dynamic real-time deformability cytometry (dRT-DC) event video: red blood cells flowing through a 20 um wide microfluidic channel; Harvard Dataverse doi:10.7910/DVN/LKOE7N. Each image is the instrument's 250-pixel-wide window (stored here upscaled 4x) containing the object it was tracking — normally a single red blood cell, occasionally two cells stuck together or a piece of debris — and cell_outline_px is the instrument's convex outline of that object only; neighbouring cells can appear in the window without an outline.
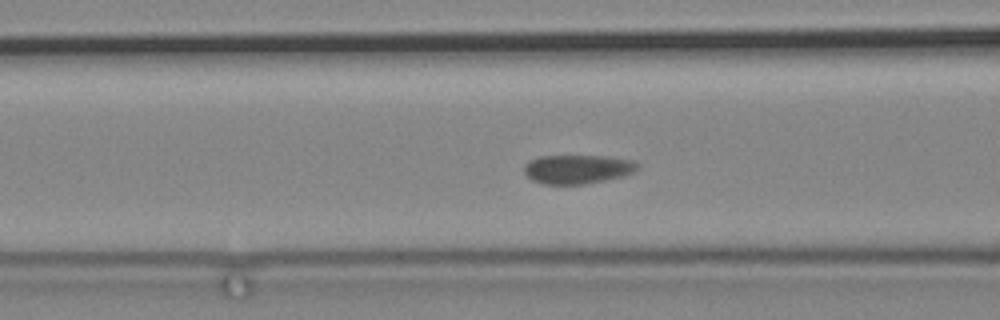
{"species": "common noctule bat (a hibernating species)", "species_latin": "Nyctalus noctula", "temperature_condition": "cold", "stored_images_in_passage": 59, "camera_frame_rate_fps": 3000, "um_per_image_px": 0.085, "animal": {"sex": "male", "body_mass_g": 19.2, "forearm_length_mm": 51.8}, "frame": {"image": 1, "passage_image": 18, "time_ms": 5.667, "image_size_px": [1000, 320], "cell_outline_px": [[640, 164], [632, 172], [624, 176], [584, 184], [544, 184], [532, 180], [524, 172], [524, 164], [528, 160], [540, 156], [608, 156], [636, 160]], "centroid_in_image_um": [49.09, 14.37], "position_along_channel_um": 117.5, "area_um2": 19.25}}
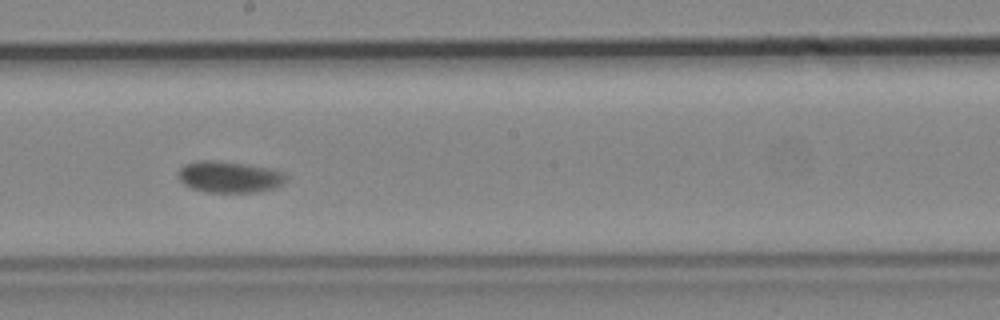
{"frame": {"image": 2, "passage_image": 29, "time_ms": 9.333, "image_size_px": [1000, 320], "cell_outline_px": [[288, 176], [284, 184], [276, 188], [260, 192], [208, 192], [192, 188], [184, 184], [180, 180], [180, 168], [184, 164], [200, 160], [220, 160], [248, 164], [272, 168], [284, 172]], "centroid_in_image_um": [19.58, 15.03], "position_along_channel_um": 228.6, "area_um2": 20.06}}
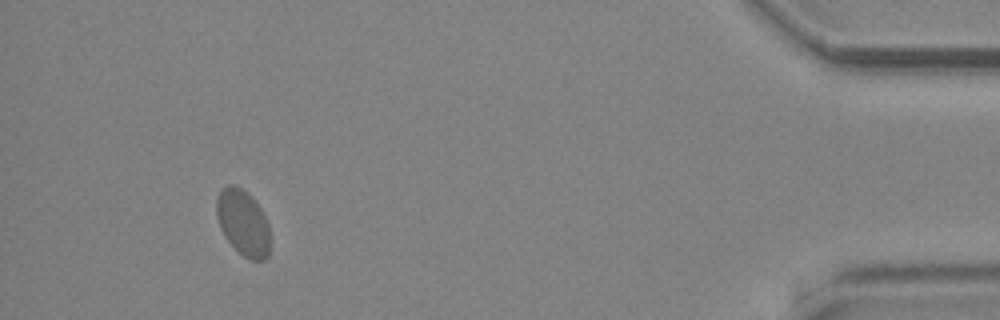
{"frame": {"image": 3, "passage_image": 54, "time_ms": 17.667, "image_size_px": [1000, 320], "cell_outline_px": [[268, 256], [264, 260], [252, 260], [244, 256], [224, 236], [220, 228], [216, 216], [216, 200], [220, 188], [228, 184], [236, 184], [252, 196], [260, 208], [268, 224]], "centroid_in_image_um": [20.62, 18.87], "position_along_channel_um": 414.6, "area_um2": 20.46}}